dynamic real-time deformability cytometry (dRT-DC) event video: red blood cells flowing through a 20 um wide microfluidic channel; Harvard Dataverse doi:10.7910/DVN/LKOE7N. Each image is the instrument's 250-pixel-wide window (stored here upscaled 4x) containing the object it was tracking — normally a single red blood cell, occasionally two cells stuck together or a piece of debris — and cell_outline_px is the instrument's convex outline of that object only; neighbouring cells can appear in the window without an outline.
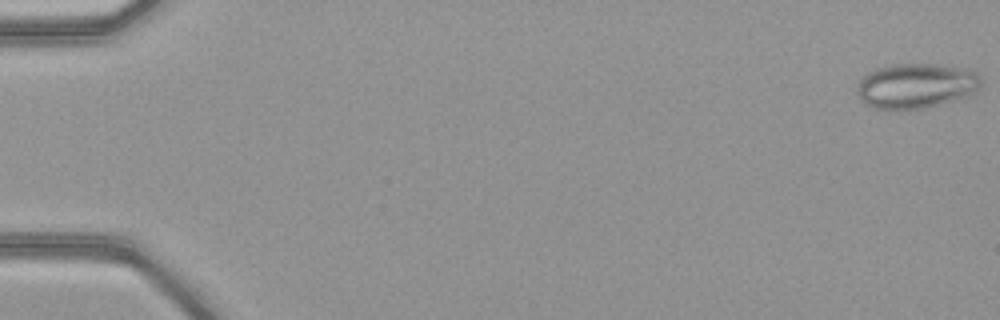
{"species": "common noctule bat (a hibernating species)", "species_latin": "Nyctalus noctula", "temperature_condition": "warm", "stored_images_in_passage": 51, "camera_frame_rate_fps": 3000, "um_per_image_px": 0.085, "animal": {"sex": "female", "body_mass_g": 21.9}, "frame": {"image": 1, "passage_image": 1, "time_ms": 0.0, "image_size_px": [1000, 320], "cell_outline_px": [[980, 88], [976, 92], [952, 100], [924, 108], [872, 108], [864, 104], [860, 100], [856, 92], [856, 84], [868, 72], [876, 68], [892, 64], [936, 64], [976, 72], [980, 76]], "centroid_in_image_um": [77.8, 7.28], "position_along_channel_um": 7.2, "area_um2": 32.14}}
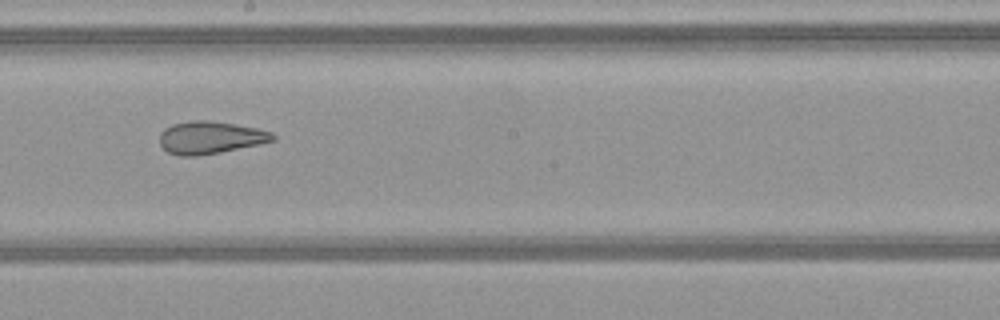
{"frame": {"image": 2, "passage_image": 30, "time_ms": 9.667, "image_size_px": [1000, 320], "cell_outline_px": [[276, 140], [260, 144], [220, 152], [196, 156], [180, 156], [168, 152], [160, 144], [160, 132], [164, 128], [172, 124], [192, 120], [208, 120], [256, 128], [272, 132], [276, 136]], "centroid_in_image_um": [17.87, 11.69], "position_along_channel_um": 230.3, "area_um2": 21.39}}
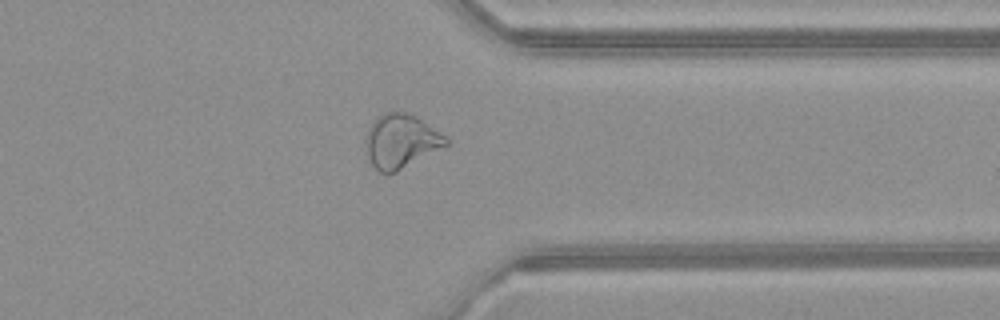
{"frame": {"image": 3, "passage_image": 41, "time_ms": 13.333, "image_size_px": [1000, 320], "cell_outline_px": [[448, 144], [396, 172], [388, 176], [380, 172], [372, 164], [368, 156], [368, 128], [372, 120], [376, 116], [396, 108], [416, 116], [440, 132], [448, 140]], "centroid_in_image_um": [34.07, 11.97], "position_along_channel_um": 377.3, "area_um2": 25.09}, "authors_computed_cell_mechanics": {"area_um2": 28.033, "velocity_mm_per_s": 4.1006, "shape_relaxation_time_tau1_ms": null, "shape_relaxation_time_tau2_ms": 1.7371, "deformation_change_tau1": null, "deformation_change_tau2": 0.1004}}